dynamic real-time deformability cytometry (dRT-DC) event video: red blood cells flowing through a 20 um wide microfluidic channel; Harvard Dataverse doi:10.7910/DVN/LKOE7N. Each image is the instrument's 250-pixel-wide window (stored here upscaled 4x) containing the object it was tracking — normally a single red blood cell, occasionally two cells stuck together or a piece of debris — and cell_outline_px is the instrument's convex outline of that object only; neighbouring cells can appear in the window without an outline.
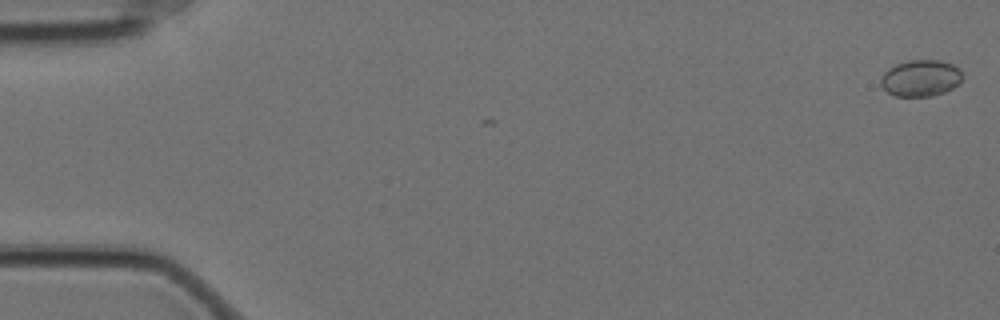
{"species": "Egyptian fruit bat (a non-hibernating species)", "species_latin": "Rousettus aegyptiacus", "temperature_condition": "cold", "stored_images_in_passage": 4, "camera_frame_rate_fps": 3000, "um_per_image_px": 0.085, "animal": {"sex": "female"}, "frame": {"image": 1, "passage_image": 2, "time_ms": 0.333, "image_size_px": [1000, 320], "cell_outline_px": [[964, 76], [960, 84], [944, 92], [932, 96], [896, 96], [888, 92], [880, 84], [880, 76], [888, 68], [896, 64], [908, 60], [940, 60], [952, 64], [960, 68]], "centroid_in_image_um": [78.28, 6.63], "position_along_channel_um": 6.7, "area_um2": 17.63}}